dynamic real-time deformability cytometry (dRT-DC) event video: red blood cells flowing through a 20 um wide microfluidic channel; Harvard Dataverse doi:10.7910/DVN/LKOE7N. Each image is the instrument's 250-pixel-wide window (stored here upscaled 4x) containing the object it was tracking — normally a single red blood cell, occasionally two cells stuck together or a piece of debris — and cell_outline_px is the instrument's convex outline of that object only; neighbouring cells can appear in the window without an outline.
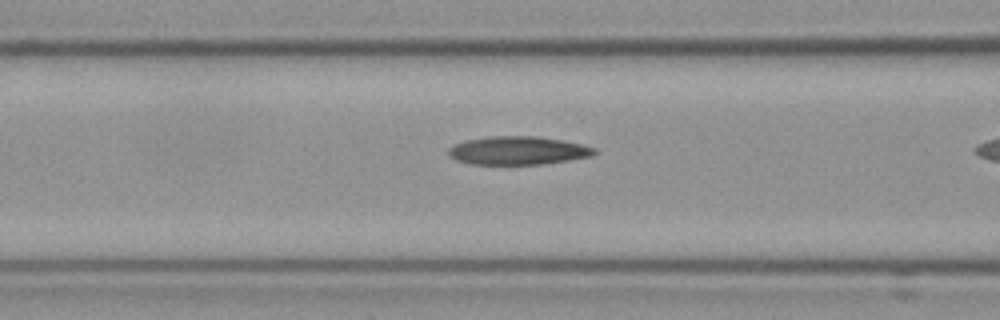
{"species": "Egyptian fruit bat (a non-hibernating species)", "species_latin": "Rousettus aegyptiacus", "temperature_condition": "cold", "stored_images_in_passage": 21, "camera_frame_rate_fps": 3000, "um_per_image_px": 0.085, "frame": {"image": 1, "passage_image": 20, "time_ms": 6.333, "image_size_px": [1000, 320], "cell_outline_px": [[596, 152], [592, 156], [544, 164], [468, 164], [456, 160], [448, 156], [448, 148], [452, 144], [464, 140], [492, 136], [536, 136], [564, 140], [596, 148]], "centroid_in_image_um": [43.98, 12.79], "position_along_channel_um": 122.6, "area_um2": 24.28}}